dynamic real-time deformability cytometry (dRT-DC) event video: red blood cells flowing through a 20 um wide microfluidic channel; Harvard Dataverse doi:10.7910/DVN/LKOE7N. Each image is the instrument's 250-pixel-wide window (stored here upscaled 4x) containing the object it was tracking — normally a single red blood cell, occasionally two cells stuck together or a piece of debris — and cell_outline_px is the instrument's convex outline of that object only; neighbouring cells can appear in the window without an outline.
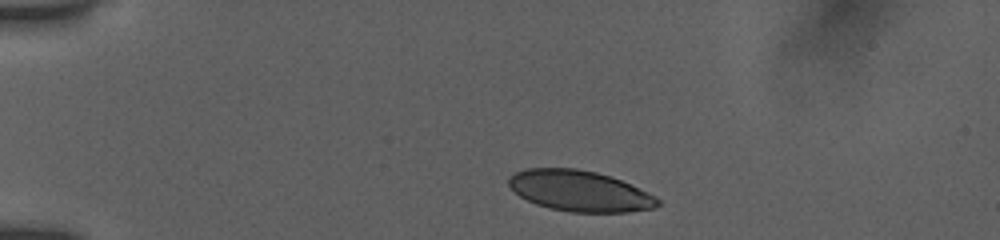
{"species": "human", "species_latin": "Homo sapiens", "temperature_condition": "room temperature", "stored_images_in_passage": 40, "camera_frame_rate_fps": 3000, "um_per_image_px": 0.085, "donor": {"sex": "female"}, "frame": {"image": 1, "passage_image": 1, "time_ms": 0.0, "image_size_px": [1000, 240], "cell_outline_px": [[660, 204], [652, 208], [628, 212], [572, 212], [548, 208], [536, 204], [520, 196], [508, 184], [508, 176], [516, 172], [528, 168], [576, 168], [596, 172], [612, 176], [648, 192], [656, 196], [660, 200]], "centroid_in_image_um": [49.28, 16.22], "position_along_channel_um": 35.7, "area_um2": 35.43}}
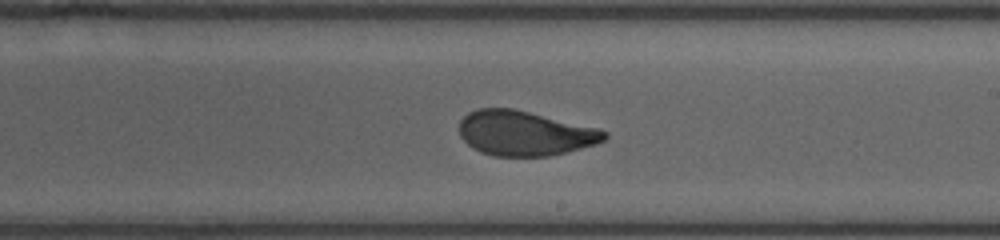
{"frame": {"image": 2, "passage_image": 22, "time_ms": 7.0, "image_size_px": [1000, 240], "cell_outline_px": [[608, 136], [604, 140], [596, 144], [548, 156], [492, 156], [480, 152], [472, 148], [460, 136], [460, 120], [468, 112], [476, 108], [512, 108], [600, 128], [608, 132]], "centroid_in_image_um": [44.59, 11.32], "position_along_channel_um": 244.4, "area_um2": 37.97}}
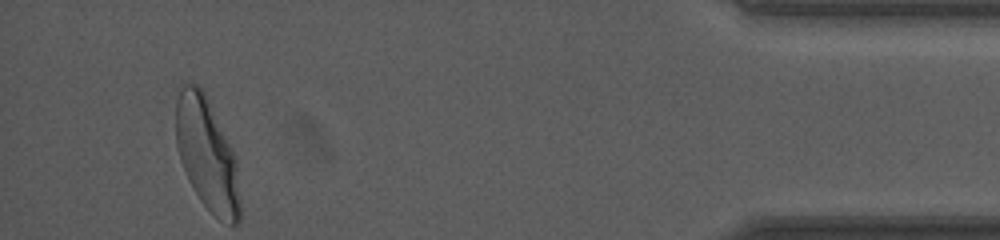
{"frame": {"image": 3, "passage_image": 40, "time_ms": 13.0, "image_size_px": [1000, 240], "cell_outline_px": [[240, 220], [236, 224], [232, 224], [216, 216], [200, 200], [188, 180], [180, 160], [176, 144], [176, 104], [180, 84], [184, 80], [196, 84], [204, 92], [236, 156], [240, 200]], "centroid_in_image_um": [17.58, 13.08], "position_along_channel_um": 417.6, "area_um2": 41.96}, "authors_computed_cell_mechanics": {"area_um2": 38.7838, "velocity_mm_per_s": 3.8599, "shape_relaxation_time_tau1_ms": 4.7485, "shape_relaxation_time_tau2_ms": null, "deformation_change_tau1": 0.1641, "deformation_change_tau2": null}}